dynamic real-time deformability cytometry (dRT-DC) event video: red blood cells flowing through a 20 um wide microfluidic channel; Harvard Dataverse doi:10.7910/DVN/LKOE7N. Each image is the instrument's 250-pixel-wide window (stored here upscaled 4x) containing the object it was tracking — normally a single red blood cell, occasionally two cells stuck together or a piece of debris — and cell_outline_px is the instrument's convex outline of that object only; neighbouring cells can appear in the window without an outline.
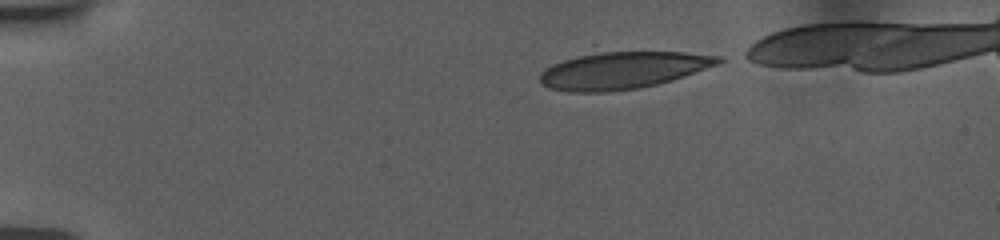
{"species": "human", "species_latin": "Homo sapiens", "temperature_condition": "room temperature", "stored_images_in_passage": 16, "camera_frame_rate_fps": 3000, "um_per_image_px": 0.085, "donor": {"sex": "female"}, "frame": {"image": 1, "passage_image": 1, "time_ms": 0.0, "image_size_px": [1000, 240], "cell_outline_px": [[724, 60], [716, 64], [672, 80], [656, 84], [636, 88], [604, 92], [568, 92], [548, 88], [540, 84], [540, 72], [544, 68], [592, 44], [724, 56]], "centroid_in_image_um": [52.77, 5.83], "position_along_channel_um": 32.2, "area_um2": 41.96}}
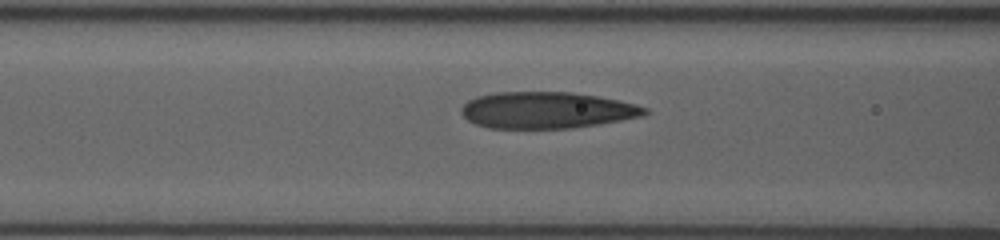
{"frame": {"image": 2, "passage_image": 10, "time_ms": 4.333, "image_size_px": [1000, 240], "cell_outline_px": [[648, 112], [644, 116], [572, 128], [488, 128], [476, 124], [468, 120], [460, 112], [460, 108], [468, 100], [476, 96], [496, 92], [572, 92], [600, 96], [620, 100], [636, 104], [648, 108]], "centroid_in_image_um": [46.47, 9.35], "position_along_channel_um": 120.1, "area_um2": 39.19}}
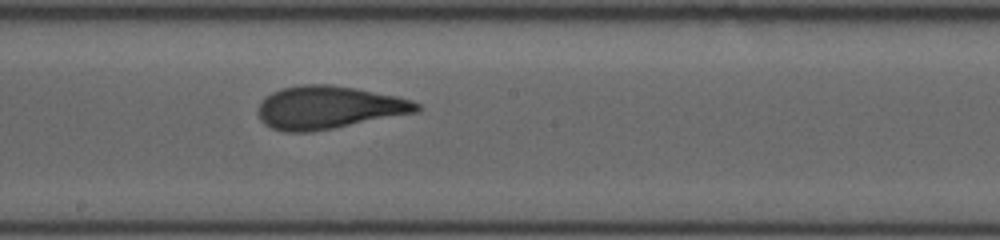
{"frame": {"image": 3, "passage_image": 16, "time_ms": 7.0, "image_size_px": [1000, 240], "cell_outline_px": [[420, 112], [312, 132], [284, 132], [272, 128], [264, 124], [260, 120], [256, 112], [260, 100], [272, 92], [280, 88], [304, 84], [328, 84], [356, 88], [396, 96], [412, 100], [420, 104]], "centroid_in_image_um": [27.91, 9.14], "position_along_channel_um": 220.3, "area_um2": 40.06}}